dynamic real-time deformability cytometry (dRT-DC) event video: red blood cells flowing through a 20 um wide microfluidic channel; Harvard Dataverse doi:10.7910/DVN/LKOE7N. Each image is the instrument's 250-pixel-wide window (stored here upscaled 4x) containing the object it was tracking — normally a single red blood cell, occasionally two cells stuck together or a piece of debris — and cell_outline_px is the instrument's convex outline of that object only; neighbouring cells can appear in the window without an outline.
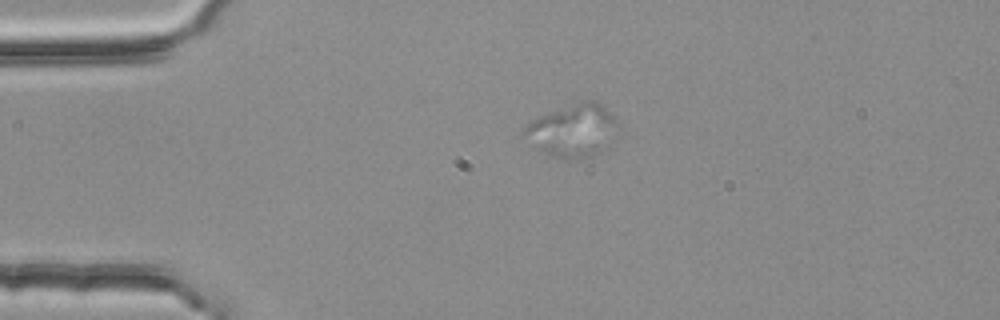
{"species": "common noctule bat (a hibernating species)", "species_latin": "Nyctalus noctula", "temperature_condition": "room temperature", "stored_images_in_passage": 5, "camera_frame_rate_fps": 3000, "um_per_image_px": 0.085, "animal": {"sex": "female", "body_mass_g": 25.1}, "frame": {"image": 1, "passage_image": 4, "time_ms": 1.0, "image_size_px": [1000, 320], "cell_outline_px": [[620, 128], [600, 152], [592, 156], [580, 160], [564, 160], [540, 152], [532, 148], [520, 136], [524, 128], [532, 120], [540, 116], [580, 100], [596, 100], [604, 104], [616, 116], [620, 124]], "centroid_in_image_um": [48.68, 11.1], "position_along_channel_um": 36.3, "area_um2": 29.88}}